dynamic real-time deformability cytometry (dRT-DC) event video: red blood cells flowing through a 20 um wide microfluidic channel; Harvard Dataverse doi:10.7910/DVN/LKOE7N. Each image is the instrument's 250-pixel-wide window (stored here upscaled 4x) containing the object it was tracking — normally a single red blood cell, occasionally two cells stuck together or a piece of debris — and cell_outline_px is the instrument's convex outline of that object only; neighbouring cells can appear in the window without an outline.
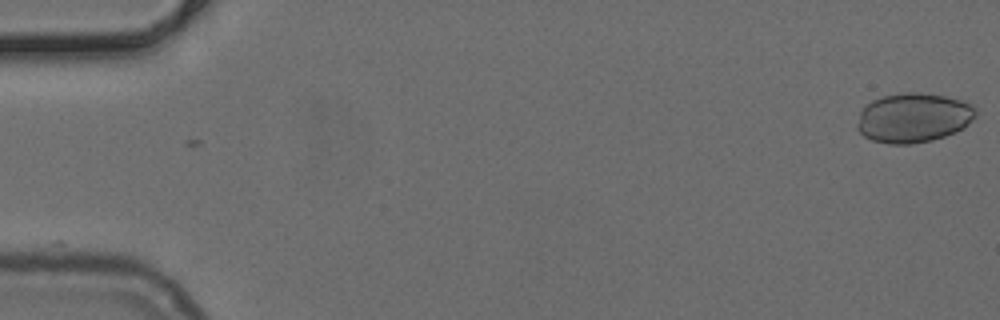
{"species": "common noctule bat (a hibernating species)", "species_latin": "Nyctalus noctula", "temperature_condition": "cold", "stored_images_in_passage": 51, "camera_frame_rate_fps": 3000, "um_per_image_px": 0.085, "animal": {"sex": "female", "body_mass_g": 24.6, "forearm_length_mm": 56.2}, "frame": {"image": 1, "passage_image": 1, "time_ms": 0.0, "image_size_px": [1000, 320], "cell_outline_px": [[976, 116], [964, 128], [956, 132], [932, 140], [912, 144], [888, 144], [872, 140], [864, 136], [856, 128], [856, 124], [860, 112], [872, 100], [884, 96], [908, 92], [916, 92], [944, 96], [960, 100], [976, 108]], "centroid_in_image_um": [77.63, 10.02], "position_along_channel_um": 7.4, "area_um2": 34.1}}
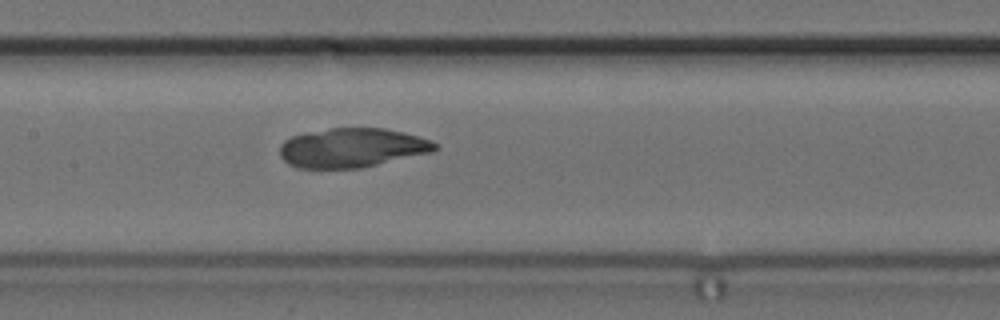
{"frame": {"image": 2, "passage_image": 25, "time_ms": 8.0, "image_size_px": [1000, 320], "cell_outline_px": [[440, 148], [432, 152], [360, 168], [300, 168], [288, 164], [280, 156], [280, 144], [284, 140], [292, 136], [308, 132], [328, 128], [384, 128], [404, 132], [432, 140]], "centroid_in_image_um": [29.93, 12.56], "position_along_channel_um": 177.5, "area_um2": 35.6}}
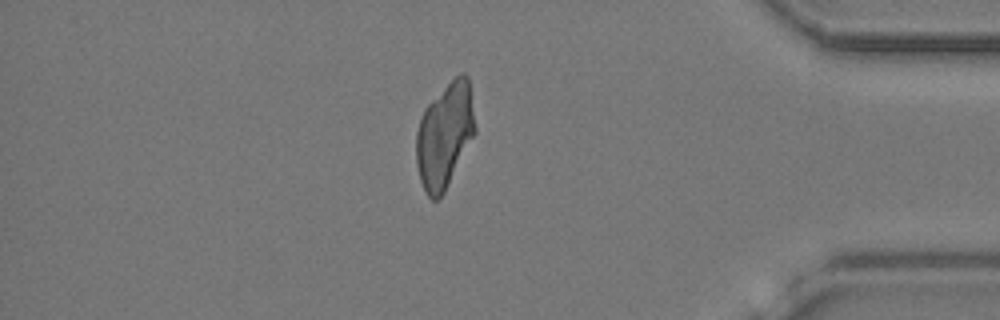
{"frame": {"image": 3, "passage_image": 44, "time_ms": 14.333, "image_size_px": [1000, 320], "cell_outline_px": [[476, 132], [444, 192], [436, 200], [432, 200], [428, 196], [420, 180], [416, 164], [416, 132], [424, 108], [460, 72], [464, 72], [468, 76], [476, 128]], "centroid_in_image_um": [37.8, 11.5], "position_along_channel_um": 397.4, "area_um2": 35.66}}